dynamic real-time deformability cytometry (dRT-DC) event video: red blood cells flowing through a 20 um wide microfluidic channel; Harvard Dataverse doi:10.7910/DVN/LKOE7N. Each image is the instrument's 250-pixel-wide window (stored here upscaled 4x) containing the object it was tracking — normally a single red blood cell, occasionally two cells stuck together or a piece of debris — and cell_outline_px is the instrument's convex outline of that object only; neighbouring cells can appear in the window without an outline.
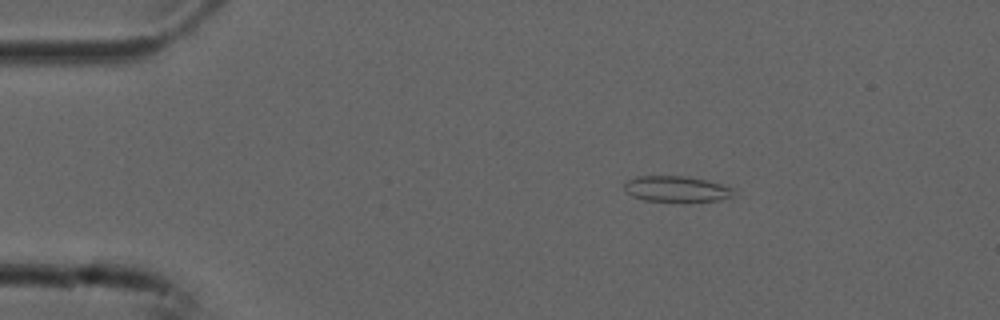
{"species": "common noctule bat (a hibernating species)", "species_latin": "Nyctalus noctula", "temperature_condition": "cold", "stored_images_in_passage": 53, "camera_frame_rate_fps": 3000, "um_per_image_px": 0.085, "animal": {"sex": "male", "forearm_length_mm": 52.5}, "frame": {"image": 1, "passage_image": 8, "time_ms": 2.333, "image_size_px": [1000, 320], "cell_outline_px": [[732, 196], [720, 200], [680, 204], [644, 200], [632, 196], [624, 188], [624, 184], [628, 180], [636, 176], [688, 176], [720, 184], [732, 188]], "centroid_in_image_um": [57.48, 16.1], "position_along_channel_um": 27.5, "area_um2": 16.94}}
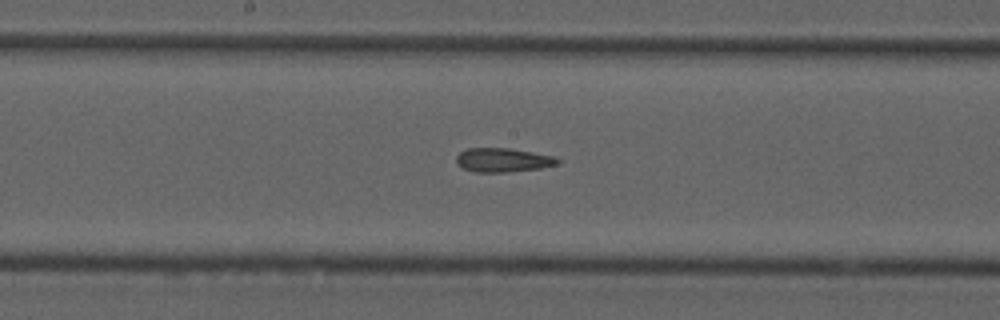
{"frame": {"image": 2, "passage_image": 27, "time_ms": 8.667, "image_size_px": [1000, 320], "cell_outline_px": [[560, 164], [540, 168], [504, 172], [476, 172], [464, 168], [456, 164], [456, 156], [460, 152], [468, 148], [508, 148], [532, 152], [552, 156], [560, 160]], "centroid_in_image_um": [42.73, 13.6], "position_along_channel_um": 205.5, "area_um2": 14.05}}
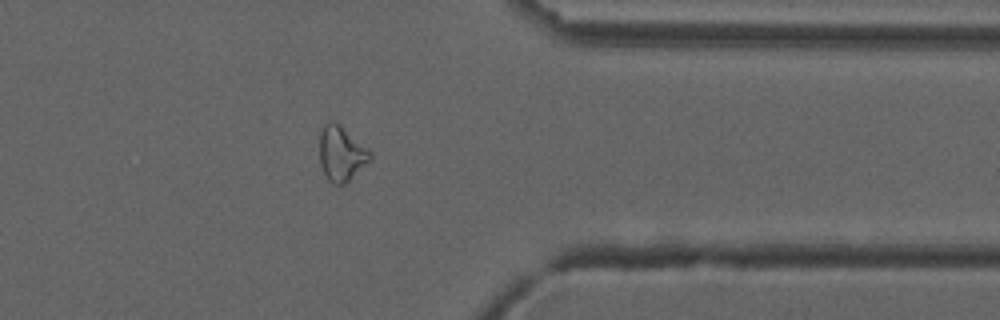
{"frame": {"image": 3, "passage_image": 42, "time_ms": 13.667, "image_size_px": [1000, 320], "cell_outline_px": [[372, 160], [344, 184], [336, 184], [328, 180], [320, 164], [320, 132], [324, 124], [336, 124], [368, 148], [372, 152]], "centroid_in_image_um": [29.03, 13.11], "position_along_channel_um": 382.4, "area_um2": 15.66}, "authors_computed_cell_mechanics": {"area_um2": 16.0106, "velocity_mm_per_s": 3.7633, "shape_relaxation_time_tau1_ms": null, "shape_relaxation_time_tau2_ms": 7.5434, "deformation_change_tau1": null, "deformation_change_tau2": 0.1783}}